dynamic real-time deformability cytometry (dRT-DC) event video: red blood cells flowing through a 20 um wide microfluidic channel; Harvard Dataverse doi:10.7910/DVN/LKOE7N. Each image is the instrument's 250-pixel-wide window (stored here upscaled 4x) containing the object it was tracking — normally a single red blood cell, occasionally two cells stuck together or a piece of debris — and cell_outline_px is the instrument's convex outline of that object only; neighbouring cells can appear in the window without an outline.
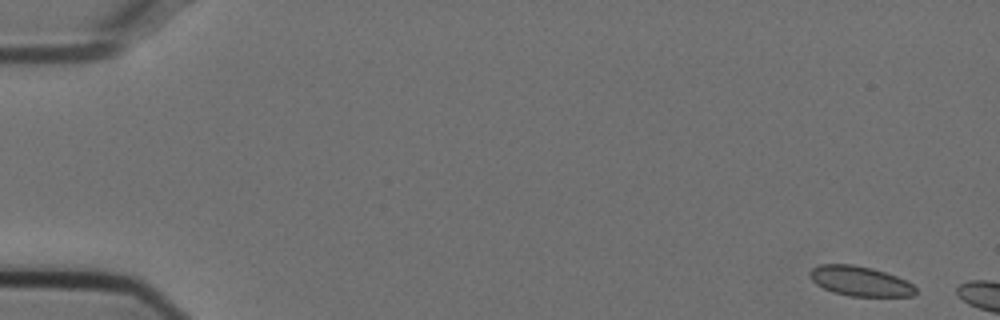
{"species": "Egyptian fruit bat (a non-hibernating species)", "species_latin": "Rousettus aegyptiacus", "temperature_condition": "cold", "stored_images_in_passage": 6, "camera_frame_rate_fps": 3000, "um_per_image_px": 0.085, "animal": {"sex": "female"}, "frame": {"image": 1, "passage_image": 1, "time_ms": 0.0, "image_size_px": [1000, 320], "cell_outline_px": [[916, 292], [912, 296], [848, 296], [832, 292], [816, 284], [808, 276], [808, 272], [812, 268], [820, 264], [852, 264], [872, 268], [896, 276], [912, 284], [916, 288]], "centroid_in_image_um": [73.06, 23.89], "position_along_channel_um": 11.9, "area_um2": 18.38}}